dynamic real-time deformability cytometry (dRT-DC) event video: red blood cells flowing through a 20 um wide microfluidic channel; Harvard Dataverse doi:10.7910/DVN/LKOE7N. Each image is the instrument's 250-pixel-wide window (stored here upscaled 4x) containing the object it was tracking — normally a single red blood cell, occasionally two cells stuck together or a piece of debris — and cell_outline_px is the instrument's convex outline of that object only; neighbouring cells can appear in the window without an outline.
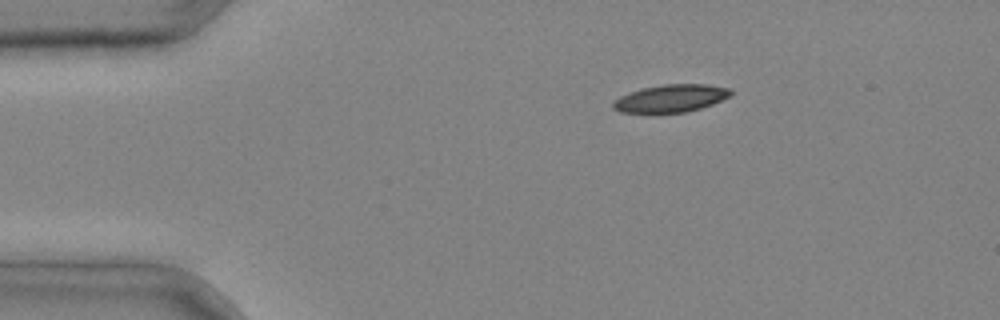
{"species": "common noctule bat (a hibernating species)", "species_latin": "Nyctalus noctula", "temperature_condition": "cold", "stored_images_in_passage": 2, "camera_frame_rate_fps": 3000, "um_per_image_px": 0.085, "animal": {"sex": "male", "body_mass_g": 20.4}, "frame": {"image": 1, "passage_image": 1, "time_ms": 0.0, "image_size_px": [1000, 320], "cell_outline_px": [[732, 92], [728, 96], [712, 104], [700, 108], [684, 112], [652, 116], [620, 112], [612, 108], [612, 104], [620, 96], [628, 92], [640, 88], [664, 84], [708, 84], [728, 88]], "centroid_in_image_um": [56.91, 8.4], "position_along_channel_um": 28.1, "area_um2": 19.59}}